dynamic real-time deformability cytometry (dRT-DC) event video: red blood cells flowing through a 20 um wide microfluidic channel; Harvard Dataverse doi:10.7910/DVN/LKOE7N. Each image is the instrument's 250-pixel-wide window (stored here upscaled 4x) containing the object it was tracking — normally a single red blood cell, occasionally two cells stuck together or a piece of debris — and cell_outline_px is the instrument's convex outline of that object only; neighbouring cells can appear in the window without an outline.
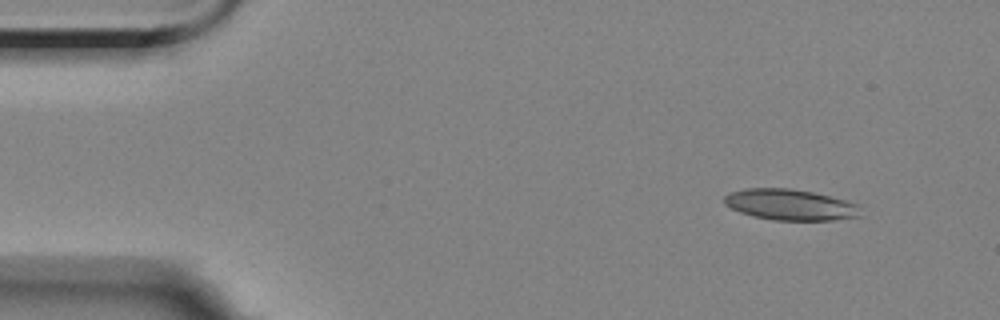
{"species": "Egyptian fruit bat (a non-hibernating species)", "species_latin": "Rousettus aegyptiacus", "temperature_condition": "room temperature", "stored_images_in_passage": 2, "camera_frame_rate_fps": 3000, "um_per_image_px": 0.085, "animal": {"sex": "female"}, "frame": {"image": 1, "passage_image": 1, "time_ms": 0.0, "image_size_px": [1000, 320], "cell_outline_px": [[860, 216], [832, 220], [772, 220], [752, 216], [740, 212], [724, 204], [724, 196], [728, 192], [744, 188], [788, 188], [812, 192], [860, 204]], "centroid_in_image_um": [67.13, 17.4], "position_along_channel_um": 17.9, "area_um2": 24.62}}